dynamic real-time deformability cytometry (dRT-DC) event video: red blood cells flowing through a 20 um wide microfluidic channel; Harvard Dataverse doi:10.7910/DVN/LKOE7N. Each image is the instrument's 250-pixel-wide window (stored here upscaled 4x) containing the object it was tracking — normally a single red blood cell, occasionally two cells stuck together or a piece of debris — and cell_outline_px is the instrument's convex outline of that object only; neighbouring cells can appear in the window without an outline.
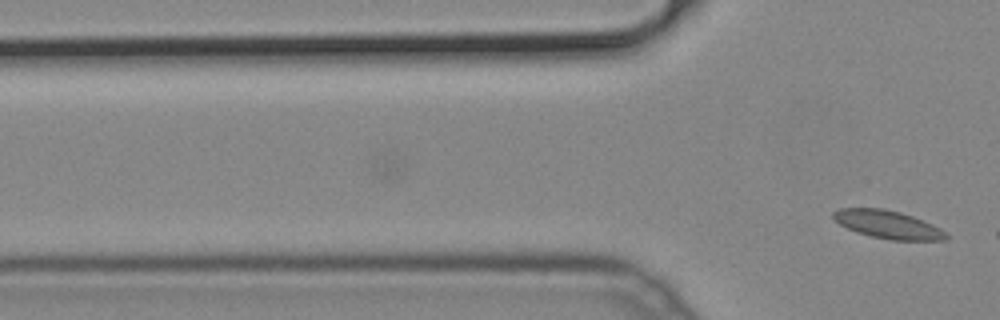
{"species": "common noctule bat (a hibernating species)", "species_latin": "Nyctalus noctula", "temperature_condition": "cold", "stored_images_in_passage": 4, "camera_frame_rate_fps": 3000, "um_per_image_px": 0.085, "animal": {"sex": "male", "body_mass_g": 19.2, "forearm_length_mm": 51.8}, "frame": {"image": 1, "passage_image": 4, "time_ms": 1.0, "image_size_px": [1000, 320], "cell_outline_px": [[948, 240], [892, 240], [872, 236], [856, 232], [832, 220], [832, 212], [840, 208], [880, 208], [900, 212], [912, 216], [932, 224], [940, 228], [948, 236]], "centroid_in_image_um": [75.44, 19.08], "position_along_channel_um": 50.4, "area_um2": 18.32}}